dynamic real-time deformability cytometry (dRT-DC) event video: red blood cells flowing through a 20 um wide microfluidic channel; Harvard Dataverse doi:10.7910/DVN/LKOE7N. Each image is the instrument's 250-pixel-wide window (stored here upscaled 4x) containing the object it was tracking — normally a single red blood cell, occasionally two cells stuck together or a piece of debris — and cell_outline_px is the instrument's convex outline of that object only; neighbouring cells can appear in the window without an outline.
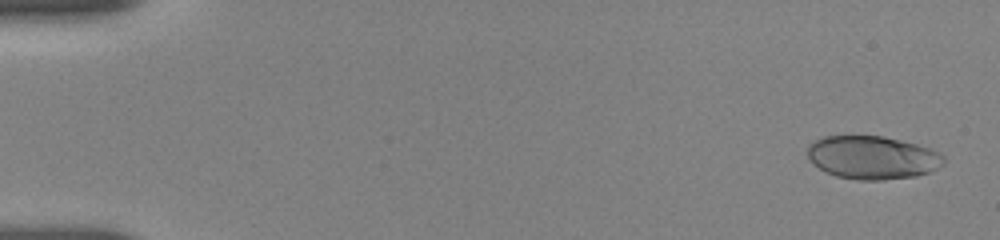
{"species": "human", "species_latin": "Homo sapiens", "temperature_condition": "room temperature", "stored_images_in_passage": 55, "camera_frame_rate_fps": 3000, "um_per_image_px": 0.085, "donor": {"sex": "female"}, "frame": {"image": 1, "passage_image": 2, "time_ms": 0.333, "image_size_px": [1000, 240], "cell_outline_px": [[944, 164], [928, 172], [916, 176], [884, 180], [856, 180], [836, 176], [824, 172], [812, 164], [808, 156], [808, 144], [824, 136], [884, 136], [932, 148], [944, 156]], "centroid_in_image_um": [74.14, 13.39], "position_along_channel_um": 10.9, "area_um2": 34.51}}
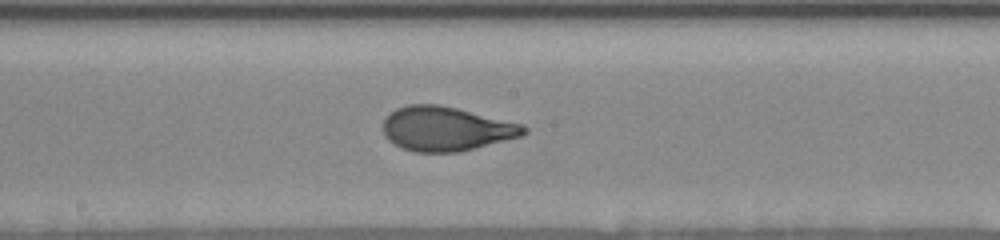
{"frame": {"image": 2, "passage_image": 30, "time_ms": 9.667, "image_size_px": [1000, 240], "cell_outline_px": [[528, 132], [520, 136], [456, 152], [416, 152], [400, 148], [388, 140], [384, 136], [384, 120], [388, 112], [396, 108], [408, 104], [440, 104], [524, 124], [528, 128]], "centroid_in_image_um": [37.88, 10.93], "position_along_channel_um": 210.3, "area_um2": 36.3}}
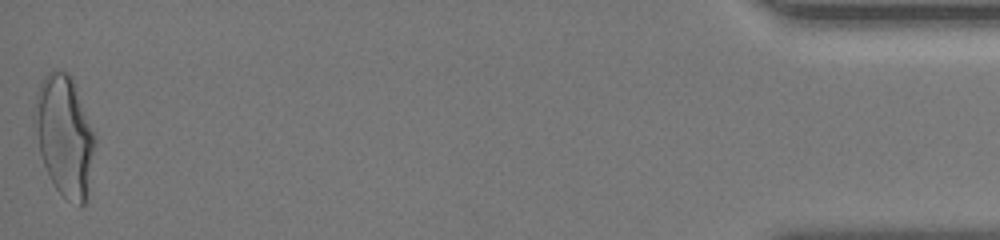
{"frame": {"image": 3, "passage_image": 55, "time_ms": 18.0, "image_size_px": [1000, 240], "cell_outline_px": [[96, 140], [84, 204], [80, 208], [64, 196], [56, 188], [44, 164], [40, 152], [32, 124], [32, 116], [36, 92], [44, 76], [48, 72], [56, 68], [68, 72], [72, 76], [96, 132]], "centroid_in_image_um": [5.47, 11.43], "position_along_channel_um": 429.7, "area_um2": 42.83}, "authors_computed_cell_mechanics": {"area_um2": 35.7204, "velocity_mm_per_s": 3.6566, "shape_relaxation_time_tau1_ms": 5.5164, "shape_relaxation_time_tau2_ms": null, "deformation_change_tau1": 0.2068, "deformation_change_tau2": null}}